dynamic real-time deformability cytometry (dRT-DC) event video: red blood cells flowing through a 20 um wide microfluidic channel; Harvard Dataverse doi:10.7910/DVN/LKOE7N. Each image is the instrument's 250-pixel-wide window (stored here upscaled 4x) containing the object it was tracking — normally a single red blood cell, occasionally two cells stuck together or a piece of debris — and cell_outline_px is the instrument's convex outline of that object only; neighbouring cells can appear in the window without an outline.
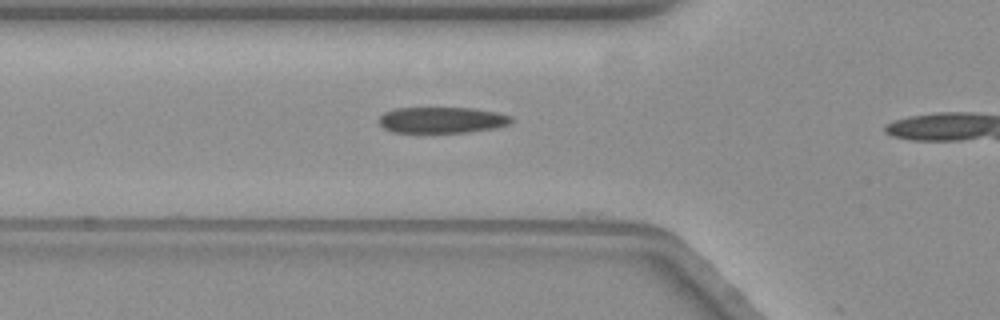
{"species": "common noctule bat (a hibernating species)", "species_latin": "Nyctalus noctula", "temperature_condition": "warm", "stored_images_in_passage": 9, "camera_frame_rate_fps": 3000, "um_per_image_px": 0.085, "animal": {"sex": "female", "body_mass_g": 19.3, "forearm_length_mm": 54.1}, "frame": {"image": 1, "passage_image": 8, "time_ms": 2.333, "image_size_px": [1000, 320], "cell_outline_px": [[512, 120], [508, 124], [496, 128], [468, 132], [392, 132], [384, 128], [376, 120], [384, 112], [392, 108], [472, 108], [496, 112], [512, 116]], "centroid_in_image_um": [37.52, 10.2], "position_along_channel_um": 88.3, "area_um2": 20.17}}